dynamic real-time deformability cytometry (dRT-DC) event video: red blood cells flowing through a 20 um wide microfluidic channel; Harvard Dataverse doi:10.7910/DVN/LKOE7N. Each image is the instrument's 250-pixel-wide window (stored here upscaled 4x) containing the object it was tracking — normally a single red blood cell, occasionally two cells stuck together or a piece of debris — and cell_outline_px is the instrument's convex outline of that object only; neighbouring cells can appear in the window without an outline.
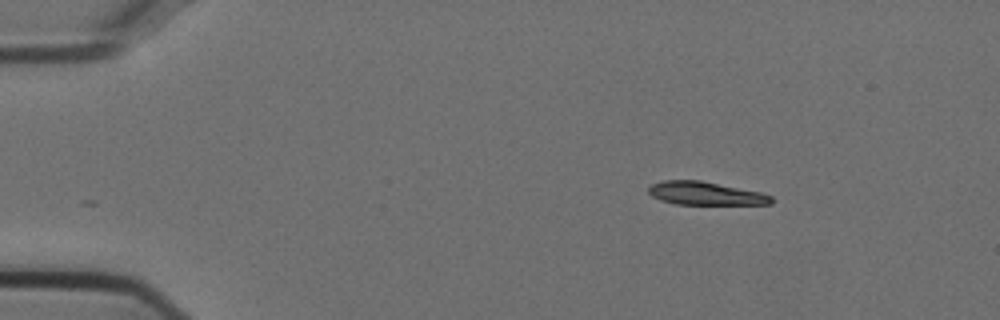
{"species": "Egyptian fruit bat (a non-hibernating species)", "species_latin": "Rousettus aegyptiacus", "temperature_condition": "cold", "stored_images_in_passage": 47, "camera_frame_rate_fps": 3000, "um_per_image_px": 0.085, "animal": {"sex": "female"}, "frame": {"image": 1, "passage_image": 1, "time_ms": 0.0, "image_size_px": [1000, 320], "cell_outline_px": [[772, 204], [676, 204], [660, 200], [652, 196], [648, 192], [648, 188], [652, 184], [664, 180], [700, 180], [760, 192], [772, 196]], "centroid_in_image_um": [59.94, 16.44], "position_along_channel_um": 25.1, "area_um2": 16.47}}
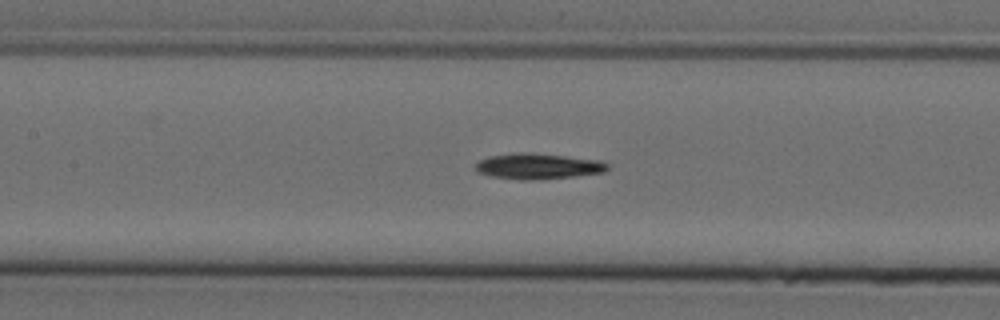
{"frame": {"image": 2, "passage_image": 18, "time_ms": 5.667, "image_size_px": [1000, 320], "cell_outline_px": [[608, 168], [604, 172], [540, 180], [524, 180], [492, 176], [476, 172], [476, 164], [480, 160], [488, 156], [520, 152], [524, 152], [564, 156], [596, 160], [608, 164]], "centroid_in_image_um": [45.68, 14.13], "position_along_channel_um": 161.7, "area_um2": 19.48}}
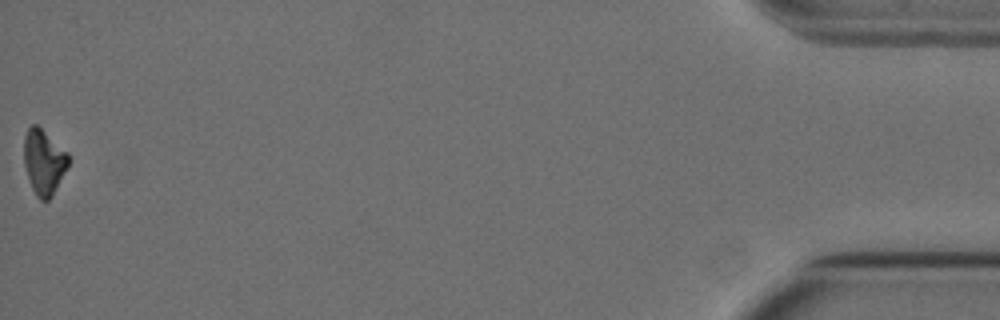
{"frame": {"image": 3, "passage_image": 47, "time_ms": 15.333, "image_size_px": [1000, 320], "cell_outline_px": [[68, 164], [52, 196], [48, 200], [40, 200], [36, 196], [32, 188], [24, 164], [24, 136], [28, 128], [32, 124], [36, 124], [68, 152]], "centroid_in_image_um": [3.71, 13.75], "position_along_channel_um": 431.5, "area_um2": 16.59}, "authors_computed_cell_mechanics": {"area_um2": 18.4382, "velocity_mm_per_s": 3.7502, "shape_relaxation_time_tau1_ms": 6.1111, "shape_relaxation_time_tau2_ms": null, "deformation_change_tau1": 0.1703, "deformation_change_tau2": null}}